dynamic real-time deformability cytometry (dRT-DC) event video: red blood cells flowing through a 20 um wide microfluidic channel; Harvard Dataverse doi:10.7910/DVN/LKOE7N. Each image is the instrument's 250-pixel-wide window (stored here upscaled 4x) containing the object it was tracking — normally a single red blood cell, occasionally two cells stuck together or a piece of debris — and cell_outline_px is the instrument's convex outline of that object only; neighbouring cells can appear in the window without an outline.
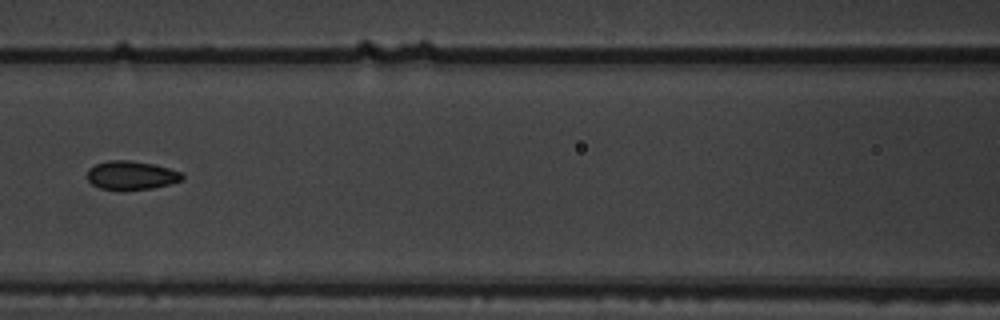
{"species": "common noctule bat (a hibernating species)", "species_latin": "Nyctalus noctula", "temperature_condition": "warm", "stored_images_in_passage": 10, "camera_frame_rate_fps": 3000, "um_per_image_px": 0.085, "animal": {"sex": "male", "body_mass_g": 19.5, "forearm_length_mm": 54.6}, "frame": {"image": 1, "passage_image": 6, "time_ms": 1.667, "image_size_px": [1000, 320], "cell_outline_px": [[184, 176], [180, 180], [168, 184], [152, 188], [100, 188], [92, 184], [88, 180], [88, 168], [96, 164], [108, 160], [128, 160], [152, 164], [168, 168], [180, 172]], "centroid_in_image_um": [11.13, 14.87], "position_along_channel_um": 155.5, "area_um2": 15.26}}
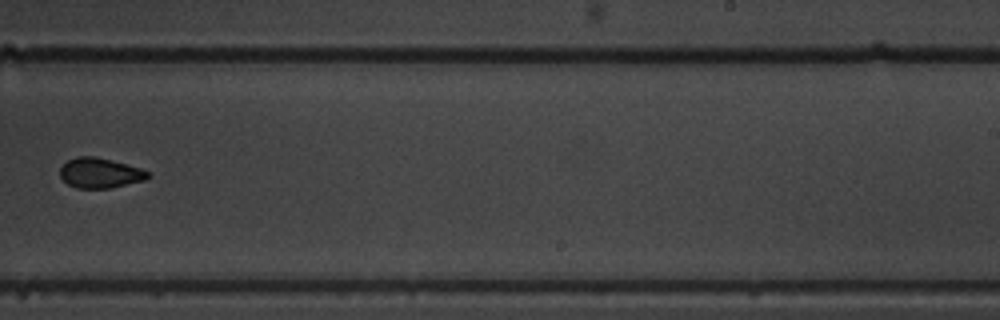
{"frame": {"image": 2, "passage_image": 9, "time_ms": 2.667, "image_size_px": [1000, 320], "cell_outline_px": [[152, 176], [144, 180], [108, 188], [76, 188], [68, 184], [60, 176], [60, 168], [68, 160], [76, 156], [96, 156], [140, 168], [148, 172]], "centroid_in_image_um": [8.48, 14.7], "position_along_channel_um": 280.5, "area_um2": 15.26}}
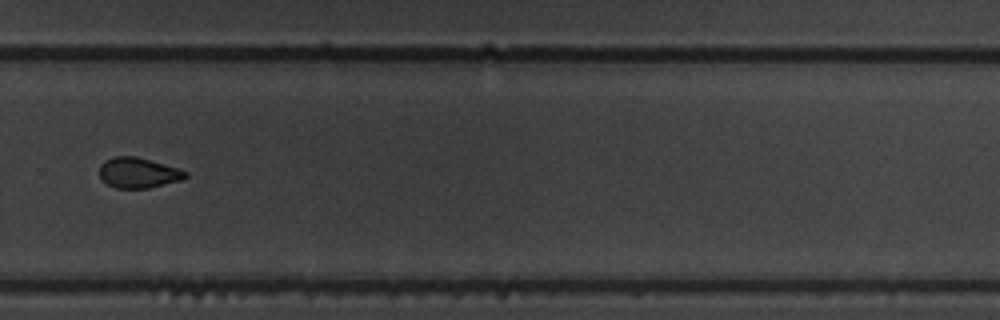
{"frame": {"image": 3, "passage_image": 10, "time_ms": 3.0, "image_size_px": [1000, 320], "cell_outline_px": [[188, 176], [180, 180], [148, 188], [116, 188], [108, 184], [100, 176], [100, 164], [104, 160], [112, 156], [136, 156], [180, 168], [188, 172]], "centroid_in_image_um": [11.76, 14.67], "position_along_channel_um": 318.0, "area_um2": 15.26}}